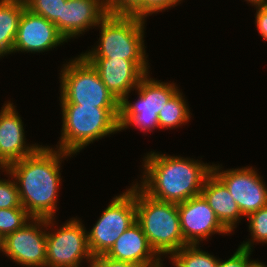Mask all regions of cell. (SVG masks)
<instances>
[{
    "instance_id": "cell-3",
    "label": "cell",
    "mask_w": 267,
    "mask_h": 267,
    "mask_svg": "<svg viewBox=\"0 0 267 267\" xmlns=\"http://www.w3.org/2000/svg\"><path fill=\"white\" fill-rule=\"evenodd\" d=\"M62 130L56 147L70 154H77L84 147L119 128L120 108H98L78 104H61Z\"/></svg>"
},
{
    "instance_id": "cell-6",
    "label": "cell",
    "mask_w": 267,
    "mask_h": 267,
    "mask_svg": "<svg viewBox=\"0 0 267 267\" xmlns=\"http://www.w3.org/2000/svg\"><path fill=\"white\" fill-rule=\"evenodd\" d=\"M60 73V103L120 108V102L107 89L97 70L82 55L63 64Z\"/></svg>"
},
{
    "instance_id": "cell-15",
    "label": "cell",
    "mask_w": 267,
    "mask_h": 267,
    "mask_svg": "<svg viewBox=\"0 0 267 267\" xmlns=\"http://www.w3.org/2000/svg\"><path fill=\"white\" fill-rule=\"evenodd\" d=\"M10 101L0 111V169L34 153L41 145L26 144L23 122Z\"/></svg>"
},
{
    "instance_id": "cell-19",
    "label": "cell",
    "mask_w": 267,
    "mask_h": 267,
    "mask_svg": "<svg viewBox=\"0 0 267 267\" xmlns=\"http://www.w3.org/2000/svg\"><path fill=\"white\" fill-rule=\"evenodd\" d=\"M24 0H0V57L12 54Z\"/></svg>"
},
{
    "instance_id": "cell-29",
    "label": "cell",
    "mask_w": 267,
    "mask_h": 267,
    "mask_svg": "<svg viewBox=\"0 0 267 267\" xmlns=\"http://www.w3.org/2000/svg\"><path fill=\"white\" fill-rule=\"evenodd\" d=\"M256 16L255 24L256 28L263 38L264 41H267V1L261 5L255 6Z\"/></svg>"
},
{
    "instance_id": "cell-24",
    "label": "cell",
    "mask_w": 267,
    "mask_h": 267,
    "mask_svg": "<svg viewBox=\"0 0 267 267\" xmlns=\"http://www.w3.org/2000/svg\"><path fill=\"white\" fill-rule=\"evenodd\" d=\"M26 8L54 23L59 31V18H62V4L66 0H24Z\"/></svg>"
},
{
    "instance_id": "cell-14",
    "label": "cell",
    "mask_w": 267,
    "mask_h": 267,
    "mask_svg": "<svg viewBox=\"0 0 267 267\" xmlns=\"http://www.w3.org/2000/svg\"><path fill=\"white\" fill-rule=\"evenodd\" d=\"M63 42L67 41L54 23L25 8L19 20L12 53H40L52 50Z\"/></svg>"
},
{
    "instance_id": "cell-31",
    "label": "cell",
    "mask_w": 267,
    "mask_h": 267,
    "mask_svg": "<svg viewBox=\"0 0 267 267\" xmlns=\"http://www.w3.org/2000/svg\"><path fill=\"white\" fill-rule=\"evenodd\" d=\"M248 267H267L264 263L258 262V261H251V259L248 262Z\"/></svg>"
},
{
    "instance_id": "cell-25",
    "label": "cell",
    "mask_w": 267,
    "mask_h": 267,
    "mask_svg": "<svg viewBox=\"0 0 267 267\" xmlns=\"http://www.w3.org/2000/svg\"><path fill=\"white\" fill-rule=\"evenodd\" d=\"M182 0H142L129 14L142 19L177 6ZM177 4V5H176Z\"/></svg>"
},
{
    "instance_id": "cell-27",
    "label": "cell",
    "mask_w": 267,
    "mask_h": 267,
    "mask_svg": "<svg viewBox=\"0 0 267 267\" xmlns=\"http://www.w3.org/2000/svg\"><path fill=\"white\" fill-rule=\"evenodd\" d=\"M142 0H104L110 14H129Z\"/></svg>"
},
{
    "instance_id": "cell-17",
    "label": "cell",
    "mask_w": 267,
    "mask_h": 267,
    "mask_svg": "<svg viewBox=\"0 0 267 267\" xmlns=\"http://www.w3.org/2000/svg\"><path fill=\"white\" fill-rule=\"evenodd\" d=\"M107 257L137 264L142 267H160L161 257L151 247L140 224L135 221L105 254Z\"/></svg>"
},
{
    "instance_id": "cell-26",
    "label": "cell",
    "mask_w": 267,
    "mask_h": 267,
    "mask_svg": "<svg viewBox=\"0 0 267 267\" xmlns=\"http://www.w3.org/2000/svg\"><path fill=\"white\" fill-rule=\"evenodd\" d=\"M23 208L15 179H0V209Z\"/></svg>"
},
{
    "instance_id": "cell-22",
    "label": "cell",
    "mask_w": 267,
    "mask_h": 267,
    "mask_svg": "<svg viewBox=\"0 0 267 267\" xmlns=\"http://www.w3.org/2000/svg\"><path fill=\"white\" fill-rule=\"evenodd\" d=\"M248 220L251 239L246 242L243 241L239 247L252 251L251 247H254V242L267 243V206L251 213Z\"/></svg>"
},
{
    "instance_id": "cell-21",
    "label": "cell",
    "mask_w": 267,
    "mask_h": 267,
    "mask_svg": "<svg viewBox=\"0 0 267 267\" xmlns=\"http://www.w3.org/2000/svg\"><path fill=\"white\" fill-rule=\"evenodd\" d=\"M174 267H218L215 256L203 251L199 245H186L174 252L171 256Z\"/></svg>"
},
{
    "instance_id": "cell-8",
    "label": "cell",
    "mask_w": 267,
    "mask_h": 267,
    "mask_svg": "<svg viewBox=\"0 0 267 267\" xmlns=\"http://www.w3.org/2000/svg\"><path fill=\"white\" fill-rule=\"evenodd\" d=\"M109 203L93 228L87 232L88 247L93 257L106 254L136 221L135 184Z\"/></svg>"
},
{
    "instance_id": "cell-16",
    "label": "cell",
    "mask_w": 267,
    "mask_h": 267,
    "mask_svg": "<svg viewBox=\"0 0 267 267\" xmlns=\"http://www.w3.org/2000/svg\"><path fill=\"white\" fill-rule=\"evenodd\" d=\"M107 14L104 0H66L62 4V18H59V33L68 42L97 27Z\"/></svg>"
},
{
    "instance_id": "cell-30",
    "label": "cell",
    "mask_w": 267,
    "mask_h": 267,
    "mask_svg": "<svg viewBox=\"0 0 267 267\" xmlns=\"http://www.w3.org/2000/svg\"><path fill=\"white\" fill-rule=\"evenodd\" d=\"M92 267H142L137 264L118 261L107 257L105 254L93 257Z\"/></svg>"
},
{
    "instance_id": "cell-28",
    "label": "cell",
    "mask_w": 267,
    "mask_h": 267,
    "mask_svg": "<svg viewBox=\"0 0 267 267\" xmlns=\"http://www.w3.org/2000/svg\"><path fill=\"white\" fill-rule=\"evenodd\" d=\"M252 251L238 247L236 252L226 261H218V267H248Z\"/></svg>"
},
{
    "instance_id": "cell-13",
    "label": "cell",
    "mask_w": 267,
    "mask_h": 267,
    "mask_svg": "<svg viewBox=\"0 0 267 267\" xmlns=\"http://www.w3.org/2000/svg\"><path fill=\"white\" fill-rule=\"evenodd\" d=\"M86 59L97 70L102 82L119 102L128 97L140 80L149 73L148 61H130L123 58Z\"/></svg>"
},
{
    "instance_id": "cell-33",
    "label": "cell",
    "mask_w": 267,
    "mask_h": 267,
    "mask_svg": "<svg viewBox=\"0 0 267 267\" xmlns=\"http://www.w3.org/2000/svg\"><path fill=\"white\" fill-rule=\"evenodd\" d=\"M1 249H2V239L0 237V251H1Z\"/></svg>"
},
{
    "instance_id": "cell-7",
    "label": "cell",
    "mask_w": 267,
    "mask_h": 267,
    "mask_svg": "<svg viewBox=\"0 0 267 267\" xmlns=\"http://www.w3.org/2000/svg\"><path fill=\"white\" fill-rule=\"evenodd\" d=\"M134 90H137L139 97L136 102L128 101L129 96L124 97L120 102V131L133 126L143 132H152V129L159 128L158 114L160 109L179 89L174 82L165 83L154 80L150 78L148 73L140 80Z\"/></svg>"
},
{
    "instance_id": "cell-10",
    "label": "cell",
    "mask_w": 267,
    "mask_h": 267,
    "mask_svg": "<svg viewBox=\"0 0 267 267\" xmlns=\"http://www.w3.org/2000/svg\"><path fill=\"white\" fill-rule=\"evenodd\" d=\"M54 219L32 218L2 239L1 252L23 267H46V230Z\"/></svg>"
},
{
    "instance_id": "cell-20",
    "label": "cell",
    "mask_w": 267,
    "mask_h": 267,
    "mask_svg": "<svg viewBox=\"0 0 267 267\" xmlns=\"http://www.w3.org/2000/svg\"><path fill=\"white\" fill-rule=\"evenodd\" d=\"M179 90L170 98L158 114L159 128L173 129L187 123L191 112L185 98Z\"/></svg>"
},
{
    "instance_id": "cell-18",
    "label": "cell",
    "mask_w": 267,
    "mask_h": 267,
    "mask_svg": "<svg viewBox=\"0 0 267 267\" xmlns=\"http://www.w3.org/2000/svg\"><path fill=\"white\" fill-rule=\"evenodd\" d=\"M200 194L220 223L231 233L244 216L225 184L211 172L205 179Z\"/></svg>"
},
{
    "instance_id": "cell-23",
    "label": "cell",
    "mask_w": 267,
    "mask_h": 267,
    "mask_svg": "<svg viewBox=\"0 0 267 267\" xmlns=\"http://www.w3.org/2000/svg\"><path fill=\"white\" fill-rule=\"evenodd\" d=\"M32 217L24 208L0 209V237L15 232L28 223Z\"/></svg>"
},
{
    "instance_id": "cell-11",
    "label": "cell",
    "mask_w": 267,
    "mask_h": 267,
    "mask_svg": "<svg viewBox=\"0 0 267 267\" xmlns=\"http://www.w3.org/2000/svg\"><path fill=\"white\" fill-rule=\"evenodd\" d=\"M221 168L212 164V172L228 188L244 217L267 206V186L255 169L249 166L228 170Z\"/></svg>"
},
{
    "instance_id": "cell-12",
    "label": "cell",
    "mask_w": 267,
    "mask_h": 267,
    "mask_svg": "<svg viewBox=\"0 0 267 267\" xmlns=\"http://www.w3.org/2000/svg\"><path fill=\"white\" fill-rule=\"evenodd\" d=\"M181 232L188 245H199L212 234H230L200 194L177 204Z\"/></svg>"
},
{
    "instance_id": "cell-9",
    "label": "cell",
    "mask_w": 267,
    "mask_h": 267,
    "mask_svg": "<svg viewBox=\"0 0 267 267\" xmlns=\"http://www.w3.org/2000/svg\"><path fill=\"white\" fill-rule=\"evenodd\" d=\"M55 232L46 231V267H80L83 259L91 264L87 231L82 222L71 218Z\"/></svg>"
},
{
    "instance_id": "cell-1",
    "label": "cell",
    "mask_w": 267,
    "mask_h": 267,
    "mask_svg": "<svg viewBox=\"0 0 267 267\" xmlns=\"http://www.w3.org/2000/svg\"><path fill=\"white\" fill-rule=\"evenodd\" d=\"M68 156L72 154L41 145L31 155L0 169L15 179L22 206L32 218H55L61 162Z\"/></svg>"
},
{
    "instance_id": "cell-32",
    "label": "cell",
    "mask_w": 267,
    "mask_h": 267,
    "mask_svg": "<svg viewBox=\"0 0 267 267\" xmlns=\"http://www.w3.org/2000/svg\"><path fill=\"white\" fill-rule=\"evenodd\" d=\"M245 1L249 2L252 6L255 7V6L263 4L267 0H245Z\"/></svg>"
},
{
    "instance_id": "cell-5",
    "label": "cell",
    "mask_w": 267,
    "mask_h": 267,
    "mask_svg": "<svg viewBox=\"0 0 267 267\" xmlns=\"http://www.w3.org/2000/svg\"><path fill=\"white\" fill-rule=\"evenodd\" d=\"M130 14L108 13L98 24V45L82 52L85 58H112L148 61L144 45L145 21Z\"/></svg>"
},
{
    "instance_id": "cell-2",
    "label": "cell",
    "mask_w": 267,
    "mask_h": 267,
    "mask_svg": "<svg viewBox=\"0 0 267 267\" xmlns=\"http://www.w3.org/2000/svg\"><path fill=\"white\" fill-rule=\"evenodd\" d=\"M141 183L137 185L150 197L164 202L182 203L200 195L212 165L193 158L147 153L143 159Z\"/></svg>"
},
{
    "instance_id": "cell-4",
    "label": "cell",
    "mask_w": 267,
    "mask_h": 267,
    "mask_svg": "<svg viewBox=\"0 0 267 267\" xmlns=\"http://www.w3.org/2000/svg\"><path fill=\"white\" fill-rule=\"evenodd\" d=\"M136 221L161 257L188 245L183 238L177 204L156 200L135 184Z\"/></svg>"
}]
</instances>
